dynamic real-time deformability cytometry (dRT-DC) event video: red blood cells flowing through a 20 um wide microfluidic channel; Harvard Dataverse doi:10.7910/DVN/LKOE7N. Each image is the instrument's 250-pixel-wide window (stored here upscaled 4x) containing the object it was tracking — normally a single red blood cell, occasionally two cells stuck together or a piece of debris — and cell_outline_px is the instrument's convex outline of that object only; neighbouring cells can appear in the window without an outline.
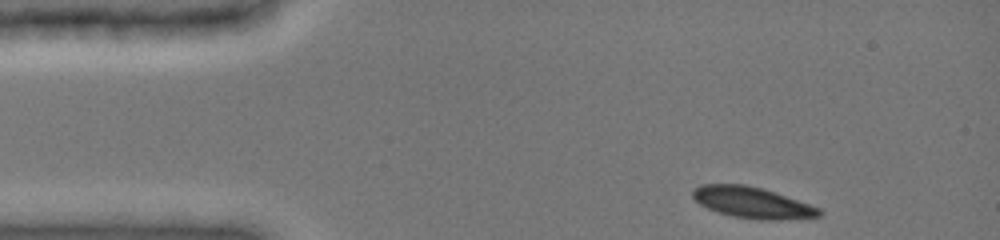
{"species": "common noctule bat (a hibernating species)", "species_latin": "Nyctalus noctula", "temperature_condition": "cold", "stored_images_in_passage": 8, "camera_frame_rate_fps": 3000, "um_per_image_px": 0.085, "animal": {"sex": "female", "body_mass_g": 19.0, "forearm_length_mm": 51.5}, "frame": {"image": 1, "passage_image": 1, "time_ms": 0.0, "image_size_px": [1000, 240], "cell_outline_px": [[824, 212], [820, 216], [772, 220], [756, 220], [732, 216], [708, 208], [700, 204], [692, 196], [692, 188], [700, 184], [744, 184], [760, 188], [820, 208]], "centroid_in_image_um": [63.89, 17.22], "position_along_channel_um": 21.1, "area_um2": 22.6}}
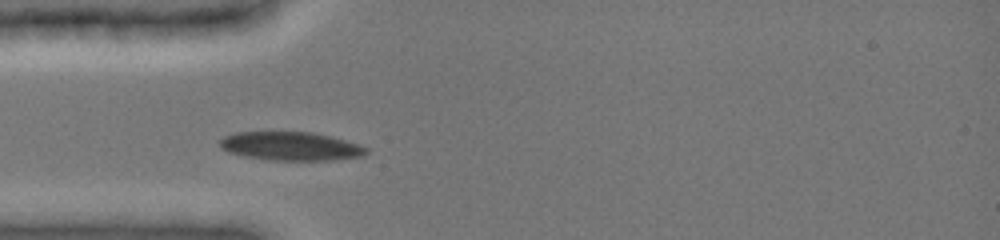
{"frame": {"image": 2, "passage_image": 5, "time_ms": 2.667, "image_size_px": [1000, 240], "cell_outline_px": [[368, 152], [364, 156], [332, 160], [272, 160], [244, 156], [228, 152], [220, 148], [220, 140], [224, 136], [236, 132], [312, 132], [344, 140], [368, 148]], "centroid_in_image_um": [24.69, 12.43], "position_along_channel_um": 60.3, "area_um2": 24.28}}
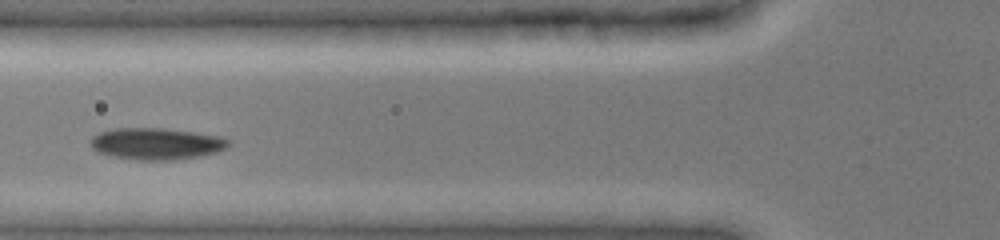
{"frame": {"image": 3, "passage_image": 7, "time_ms": 4.0, "image_size_px": [1000, 240], "cell_outline_px": [[228, 144], [224, 148], [216, 152], [196, 156], [172, 160], [140, 160], [116, 156], [96, 152], [92, 148], [92, 136], [96, 132], [112, 128], [164, 128], [220, 136], [228, 140]], "centroid_in_image_um": [13.22, 12.2], "position_along_channel_um": 112.6, "area_um2": 25.14}}